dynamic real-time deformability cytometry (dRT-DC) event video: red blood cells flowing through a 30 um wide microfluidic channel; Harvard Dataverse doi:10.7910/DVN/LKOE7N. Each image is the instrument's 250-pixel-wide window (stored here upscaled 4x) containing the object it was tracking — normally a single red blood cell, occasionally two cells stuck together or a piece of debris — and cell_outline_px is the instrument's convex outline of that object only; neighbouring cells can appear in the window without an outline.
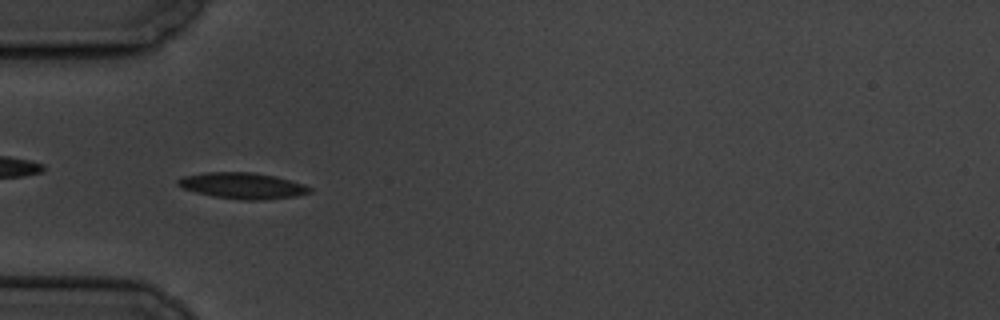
{"species": "common noctule bat (a hibernating species)", "species_latin": "Nyctalus noctula", "temperature_condition": "cold", "stored_images_in_passage": 9, "camera_frame_rate_fps": 3000, "um_per_image_px": 0.085, "animal": {"sex": "male", "body_mass_g": 19.5, "forearm_length_mm": 54.6}, "frame": {"image": 1, "passage_image": 6, "time_ms": 5.667, "image_size_px": [1000, 320], "cell_outline_px": [[312, 192], [296, 196], [260, 200], [244, 200], [212, 196], [196, 192], [184, 188], [176, 184], [176, 180], [184, 176], [208, 172], [252, 172], [276, 176], [304, 184], [312, 188]], "centroid_in_image_um": [20.64, 15.78], "position_along_channel_um": 64.4, "area_um2": 20.0}}
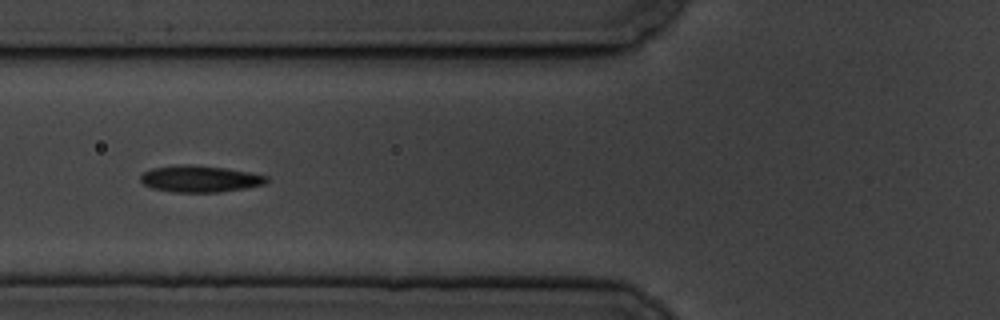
{"frame": {"image": 2, "passage_image": 7, "time_ms": 7.0, "image_size_px": [1000, 320], "cell_outline_px": [[268, 180], [264, 184], [244, 188], [220, 192], [172, 192], [152, 188], [144, 184], [140, 180], [140, 176], [144, 172], [152, 168], [180, 164], [188, 164], [224, 168], [252, 172], [268, 176]], "centroid_in_image_um": [16.99, 15.2], "position_along_channel_um": 108.8, "area_um2": 19.54}}
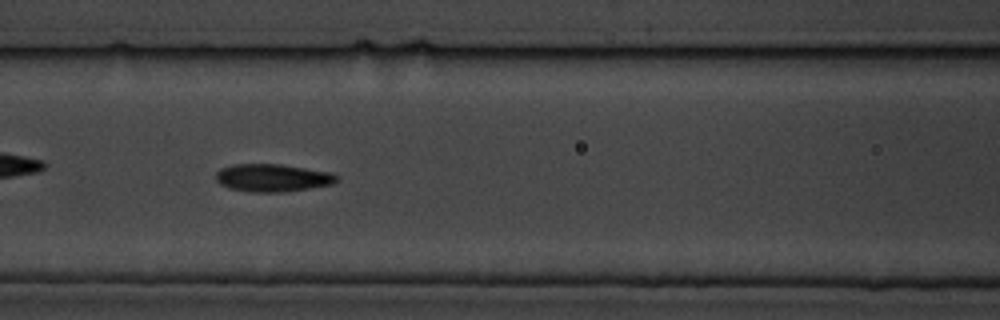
{"frame": {"image": 3, "passage_image": 8, "time_ms": 8.0, "image_size_px": [1000, 320], "cell_outline_px": [[340, 180], [332, 184], [284, 192], [252, 192], [228, 188], [220, 184], [216, 180], [216, 172], [220, 168], [232, 164], [280, 164], [332, 172], [340, 176]], "centroid_in_image_um": [23.18, 15.11], "position_along_channel_um": 143.4, "area_um2": 19.71}}